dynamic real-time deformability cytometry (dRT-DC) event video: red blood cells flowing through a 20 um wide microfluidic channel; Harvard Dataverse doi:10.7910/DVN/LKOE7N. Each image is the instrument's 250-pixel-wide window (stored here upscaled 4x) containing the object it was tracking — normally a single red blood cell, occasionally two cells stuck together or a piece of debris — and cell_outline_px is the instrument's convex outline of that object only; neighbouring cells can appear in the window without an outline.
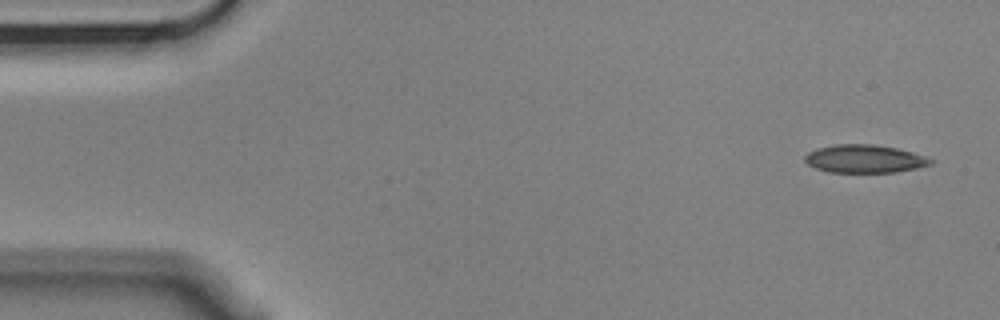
{"species": "Egyptian fruit bat (a non-hibernating species)", "species_latin": "Rousettus aegyptiacus", "temperature_condition": "cold", "stored_images_in_passage": 10, "camera_frame_rate_fps": 3000, "um_per_image_px": 0.085, "animal": {"sex": "male"}, "frame": {"image": 1, "passage_image": 1, "time_ms": 0.0, "image_size_px": [1000, 320], "cell_outline_px": [[936, 160], [932, 164], [916, 168], [896, 172], [828, 172], [816, 168], [808, 164], [804, 160], [804, 156], [808, 152], [816, 148], [836, 144], [872, 144], [896, 148], [912, 152]], "centroid_in_image_um": [73.48, 13.5], "position_along_channel_um": 11.5, "area_um2": 20.58}}
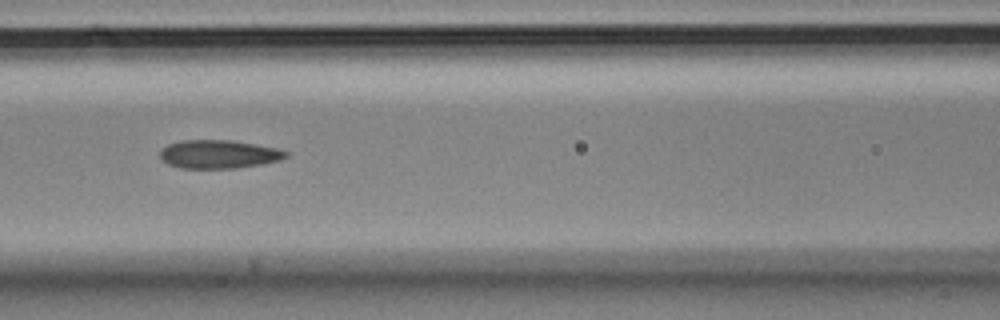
{"frame": {"image": 2, "passage_image": 6, "time_ms": 1.667, "image_size_px": [1000, 320], "cell_outline_px": [[288, 156], [280, 160], [260, 164], [236, 168], [180, 168], [168, 164], [160, 156], [160, 152], [168, 144], [180, 140], [232, 140], [276, 148], [288, 152]], "centroid_in_image_um": [18.59, 13.1], "position_along_channel_um": 148.0, "area_um2": 20.69}}
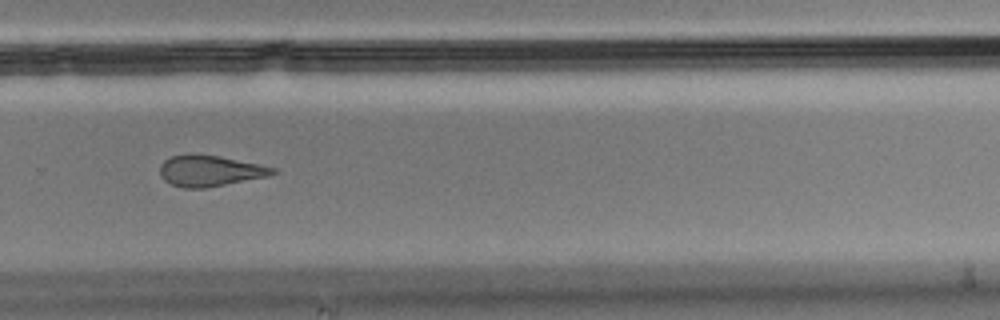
{"frame": {"image": 3, "passage_image": 10, "time_ms": 3.0, "image_size_px": [1000, 320], "cell_outline_px": [[280, 172], [268, 176], [208, 188], [184, 188], [172, 184], [164, 180], [160, 176], [160, 164], [164, 160], [172, 156], [220, 156], [260, 164], [276, 168]], "centroid_in_image_um": [17.9, 14.55], "position_along_channel_um": 311.9, "area_um2": 20.11}}